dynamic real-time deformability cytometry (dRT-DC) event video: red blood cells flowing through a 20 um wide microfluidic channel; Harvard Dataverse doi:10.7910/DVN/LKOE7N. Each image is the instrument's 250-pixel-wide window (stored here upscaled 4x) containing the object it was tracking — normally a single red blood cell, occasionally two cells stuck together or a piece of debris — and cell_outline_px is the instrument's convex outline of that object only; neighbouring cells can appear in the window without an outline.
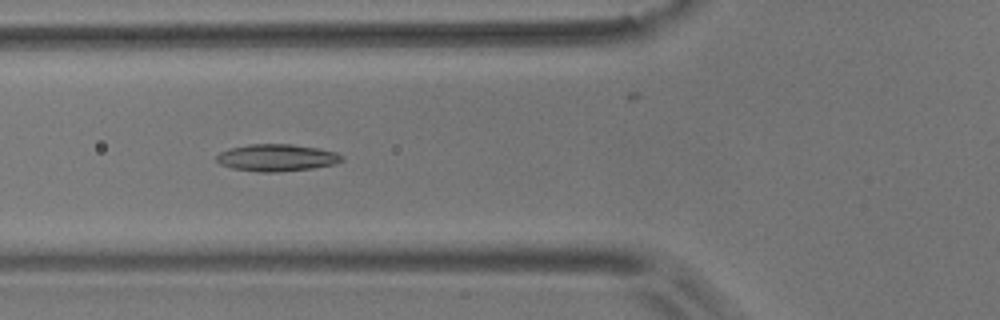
{"species": "common noctule bat (a hibernating species)", "species_latin": "Nyctalus noctula", "temperature_condition": "room temperature", "stored_images_in_passage": 55, "camera_frame_rate_fps": 3000, "um_per_image_px": 0.085, "animal": {"sex": "male", "body_mass_g": 17.9}, "frame": {"image": 1, "passage_image": 20, "time_ms": 6.333, "image_size_px": [1000, 320], "cell_outline_px": [[344, 160], [336, 164], [312, 168], [276, 172], [260, 172], [232, 168], [220, 164], [216, 160], [216, 156], [220, 152], [228, 148], [248, 144], [292, 144], [316, 148], [336, 152], [344, 156]], "centroid_in_image_um": [23.52, 13.4], "position_along_channel_um": 102.3, "area_um2": 19.83}}
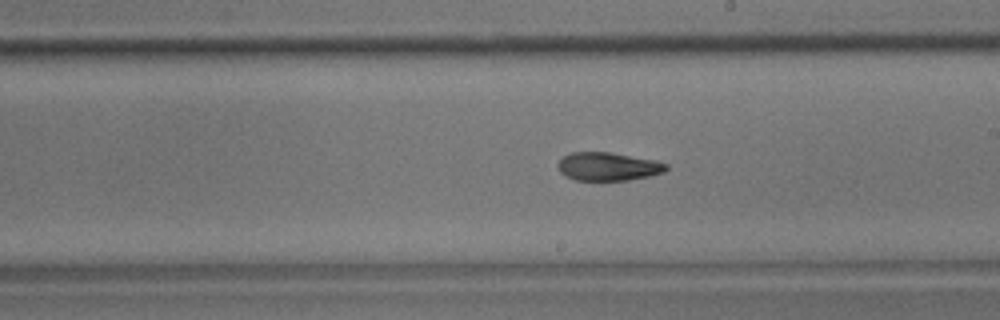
{"frame": {"image": 2, "passage_image": 31, "time_ms": 10.0, "image_size_px": [1000, 320], "cell_outline_px": [[668, 168], [664, 172], [648, 176], [628, 180], [576, 180], [564, 176], [560, 172], [556, 164], [564, 156], [572, 152], [608, 152], [656, 160], [668, 164]], "centroid_in_image_um": [51.67, 14.15], "position_along_channel_um": 237.3, "area_um2": 17.86}}
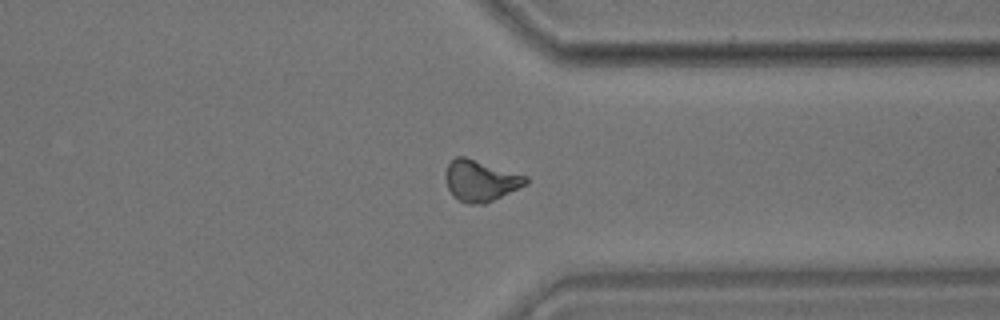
{"frame": {"image": 3, "passage_image": 42, "time_ms": 13.667, "image_size_px": [1000, 320], "cell_outline_px": [[528, 184], [484, 204], [468, 204], [452, 196], [448, 188], [444, 176], [444, 172], [448, 164], [456, 156], [464, 156], [528, 176]], "centroid_in_image_um": [40.83, 15.35], "position_along_channel_um": 370.6, "area_um2": 19.31}, "authors_computed_cell_mechanics": {"area_um2": 18.7272, "velocity_mm_per_s": 3.6786, "shape_relaxation_time_tau1_ms": 5.7389, "shape_relaxation_time_tau2_ms": 4.3327, "deformation_change_tau1": 0.1691, "deformation_change_tau2": 0.12}}